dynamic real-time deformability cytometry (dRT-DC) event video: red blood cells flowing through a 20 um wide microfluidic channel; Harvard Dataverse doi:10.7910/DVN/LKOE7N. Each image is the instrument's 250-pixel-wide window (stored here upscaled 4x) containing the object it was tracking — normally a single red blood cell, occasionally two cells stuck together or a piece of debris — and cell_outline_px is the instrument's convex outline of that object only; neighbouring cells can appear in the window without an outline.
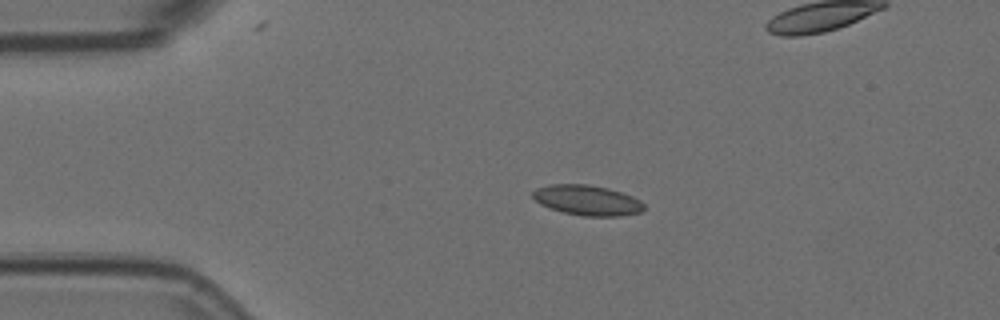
{"species": "Egyptian fruit bat (a non-hibernating species)", "species_latin": "Rousettus aegyptiacus", "temperature_condition": "room temperature", "stored_images_in_passage": 19, "camera_frame_rate_fps": 3000, "um_per_image_px": 0.085, "animal": {"sex": "female"}, "frame": {"image": 1, "passage_image": 11, "time_ms": 3.333, "image_size_px": [1000, 320], "cell_outline_px": [[644, 208], [640, 212], [620, 216], [580, 216], [564, 212], [540, 204], [532, 196], [532, 192], [536, 188], [548, 184], [588, 184], [608, 188], [632, 196], [640, 200], [644, 204]], "centroid_in_image_um": [49.9, 17.01], "position_along_channel_um": 35.1, "area_um2": 19.54}}
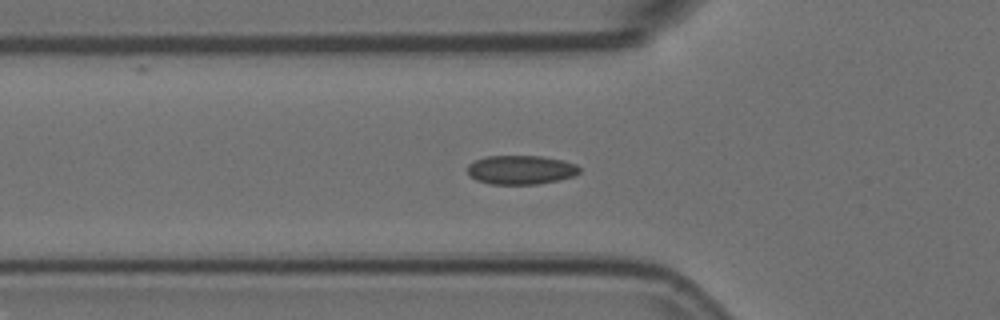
{"frame": {"image": 2, "passage_image": 18, "time_ms": 5.667, "image_size_px": [1000, 320], "cell_outline_px": [[580, 172], [572, 176], [560, 180], [536, 184], [488, 184], [476, 180], [468, 172], [468, 164], [476, 160], [488, 156], [540, 156], [560, 160], [576, 164], [580, 168]], "centroid_in_image_um": [44.27, 14.44], "position_along_channel_um": 81.5, "area_um2": 18.79}}